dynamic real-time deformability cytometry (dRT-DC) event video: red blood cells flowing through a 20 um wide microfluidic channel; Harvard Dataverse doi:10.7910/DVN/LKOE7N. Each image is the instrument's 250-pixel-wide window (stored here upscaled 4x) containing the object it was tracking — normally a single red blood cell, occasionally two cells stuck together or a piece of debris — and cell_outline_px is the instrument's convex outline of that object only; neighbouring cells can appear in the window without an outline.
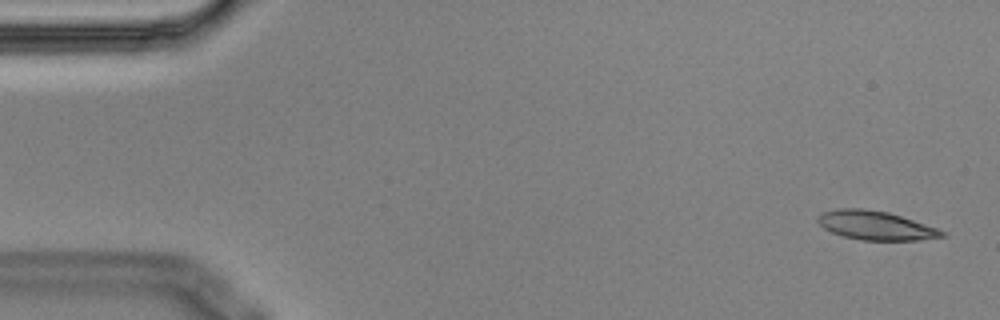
{"species": "Egyptian fruit bat (a non-hibernating species)", "species_latin": "Rousettus aegyptiacus", "temperature_condition": "cold", "stored_images_in_passage": 5, "camera_frame_rate_fps": 3000, "um_per_image_px": 0.085, "animal": {"sex": "male"}, "frame": {"image": 1, "passage_image": 1, "time_ms": 0.0, "image_size_px": [1000, 320], "cell_outline_px": [[948, 236], [916, 240], [860, 240], [844, 236], [832, 232], [824, 228], [816, 220], [816, 216], [820, 212], [840, 208], [864, 208], [888, 212], [936, 228], [944, 232]], "centroid_in_image_um": [74.37, 19.15], "position_along_channel_um": 10.6, "area_um2": 20.81}}